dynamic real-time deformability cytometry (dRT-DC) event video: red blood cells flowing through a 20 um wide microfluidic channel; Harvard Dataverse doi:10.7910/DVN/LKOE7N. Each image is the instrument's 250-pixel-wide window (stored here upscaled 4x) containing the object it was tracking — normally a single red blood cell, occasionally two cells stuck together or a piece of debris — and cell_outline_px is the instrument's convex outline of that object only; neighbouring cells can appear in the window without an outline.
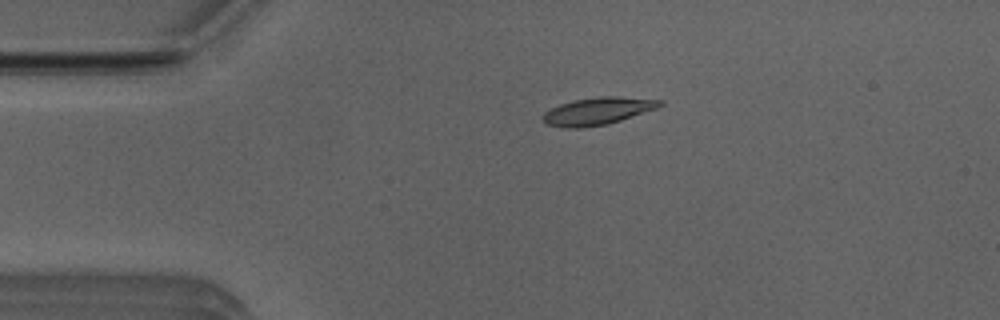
{"species": "Egyptian fruit bat (a non-hibernating species)", "species_latin": "Rousettus aegyptiacus", "temperature_condition": "room temperature", "stored_images_in_passage": 52, "camera_frame_rate_fps": 3000, "um_per_image_px": 0.085, "animal": {"sex": "male"}, "frame": {"image": 1, "passage_image": 11, "time_ms": 3.333, "image_size_px": [1000, 320], "cell_outline_px": [[664, 104], [656, 108], [608, 124], [584, 128], [564, 128], [548, 124], [544, 120], [544, 112], [560, 104], [572, 100], [600, 96], [620, 96], [664, 100]], "centroid_in_image_um": [50.82, 9.43], "position_along_channel_um": 34.2, "area_um2": 18.61}}
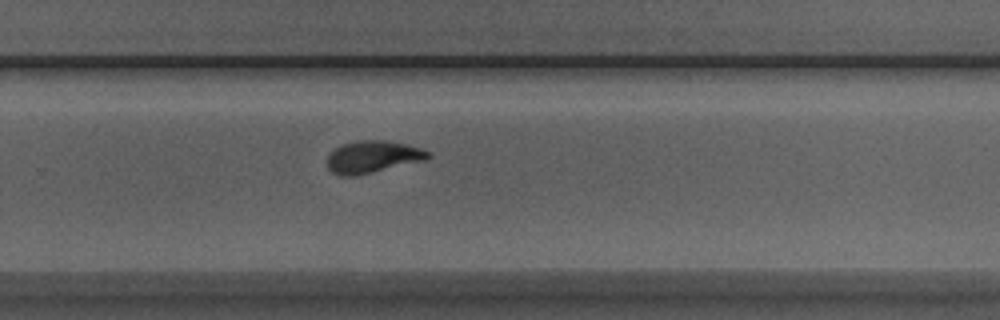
{"frame": {"image": 2, "passage_image": 34, "time_ms": 11.0, "image_size_px": [1000, 320], "cell_outline_px": [[432, 156], [424, 160], [356, 176], [340, 176], [332, 172], [328, 168], [328, 156], [340, 144], [356, 140], [384, 140], [404, 144], [420, 148], [432, 152]], "centroid_in_image_um": [31.67, 13.33], "position_along_channel_um": 298.1, "area_um2": 18.84}}
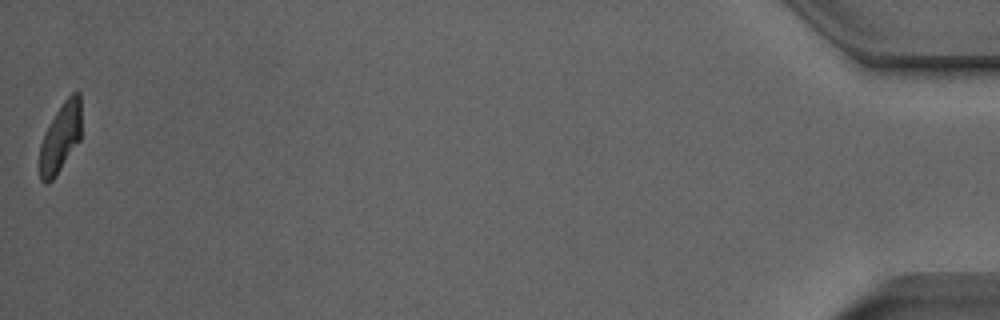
{"frame": {"image": 3, "passage_image": 52, "time_ms": 17.0, "image_size_px": [1000, 320], "cell_outline_px": [[80, 140], [56, 176], [48, 184], [44, 184], [40, 180], [40, 144], [44, 132], [48, 124], [64, 100], [72, 92], [80, 92]], "centroid_in_image_um": [5.12, 11.72], "position_along_channel_um": 430.1, "area_um2": 16.88}, "authors_computed_cell_mechanics": {"area_um2": 18.0336, "velocity_mm_per_s": 3.9381, "shape_relaxation_time_tau1_ms": 2.9564, "shape_relaxation_time_tau2_ms": 1.6655, "deformation_change_tau1": 0.1485, "deformation_change_tau2": 0.0799}}